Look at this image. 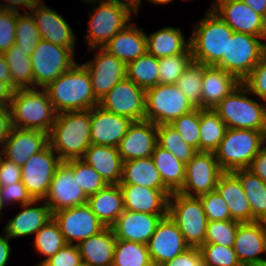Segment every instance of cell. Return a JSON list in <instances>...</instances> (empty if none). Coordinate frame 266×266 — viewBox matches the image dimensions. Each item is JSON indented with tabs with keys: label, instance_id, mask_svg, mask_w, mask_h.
Segmentation results:
<instances>
[{
	"label": "cell",
	"instance_id": "1",
	"mask_svg": "<svg viewBox=\"0 0 266 266\" xmlns=\"http://www.w3.org/2000/svg\"><path fill=\"white\" fill-rule=\"evenodd\" d=\"M44 89L56 113L90 110L99 105L83 64L75 63Z\"/></svg>",
	"mask_w": 266,
	"mask_h": 266
},
{
	"label": "cell",
	"instance_id": "2",
	"mask_svg": "<svg viewBox=\"0 0 266 266\" xmlns=\"http://www.w3.org/2000/svg\"><path fill=\"white\" fill-rule=\"evenodd\" d=\"M90 110L57 113L49 145L62 162L82 159L91 145Z\"/></svg>",
	"mask_w": 266,
	"mask_h": 266
},
{
	"label": "cell",
	"instance_id": "3",
	"mask_svg": "<svg viewBox=\"0 0 266 266\" xmlns=\"http://www.w3.org/2000/svg\"><path fill=\"white\" fill-rule=\"evenodd\" d=\"M17 89L10 100L14 128L37 129L50 133L56 112L44 88Z\"/></svg>",
	"mask_w": 266,
	"mask_h": 266
},
{
	"label": "cell",
	"instance_id": "4",
	"mask_svg": "<svg viewBox=\"0 0 266 266\" xmlns=\"http://www.w3.org/2000/svg\"><path fill=\"white\" fill-rule=\"evenodd\" d=\"M199 21L189 38L193 61L215 66L226 56L228 40L234 31L211 8Z\"/></svg>",
	"mask_w": 266,
	"mask_h": 266
},
{
	"label": "cell",
	"instance_id": "5",
	"mask_svg": "<svg viewBox=\"0 0 266 266\" xmlns=\"http://www.w3.org/2000/svg\"><path fill=\"white\" fill-rule=\"evenodd\" d=\"M263 145V131L227 128L214 154L224 172H233L249 168Z\"/></svg>",
	"mask_w": 266,
	"mask_h": 266
},
{
	"label": "cell",
	"instance_id": "6",
	"mask_svg": "<svg viewBox=\"0 0 266 266\" xmlns=\"http://www.w3.org/2000/svg\"><path fill=\"white\" fill-rule=\"evenodd\" d=\"M248 89L240 83L215 107L214 111L225 122L227 128L264 131L266 104L260 105L247 97Z\"/></svg>",
	"mask_w": 266,
	"mask_h": 266
},
{
	"label": "cell",
	"instance_id": "7",
	"mask_svg": "<svg viewBox=\"0 0 266 266\" xmlns=\"http://www.w3.org/2000/svg\"><path fill=\"white\" fill-rule=\"evenodd\" d=\"M168 216L177 224L190 248H200L205 243L208 219L198 197L172 193L169 196Z\"/></svg>",
	"mask_w": 266,
	"mask_h": 266
},
{
	"label": "cell",
	"instance_id": "8",
	"mask_svg": "<svg viewBox=\"0 0 266 266\" xmlns=\"http://www.w3.org/2000/svg\"><path fill=\"white\" fill-rule=\"evenodd\" d=\"M261 37L234 32L228 40L226 56L215 65L233 74L240 82L266 53V42Z\"/></svg>",
	"mask_w": 266,
	"mask_h": 266
},
{
	"label": "cell",
	"instance_id": "9",
	"mask_svg": "<svg viewBox=\"0 0 266 266\" xmlns=\"http://www.w3.org/2000/svg\"><path fill=\"white\" fill-rule=\"evenodd\" d=\"M194 109L175 84H157L146 90L145 120L156 125L170 124Z\"/></svg>",
	"mask_w": 266,
	"mask_h": 266
},
{
	"label": "cell",
	"instance_id": "10",
	"mask_svg": "<svg viewBox=\"0 0 266 266\" xmlns=\"http://www.w3.org/2000/svg\"><path fill=\"white\" fill-rule=\"evenodd\" d=\"M93 10V13L89 14L88 31L84 37L90 50L102 48L130 23L132 17L126 8L111 0H101Z\"/></svg>",
	"mask_w": 266,
	"mask_h": 266
},
{
	"label": "cell",
	"instance_id": "11",
	"mask_svg": "<svg viewBox=\"0 0 266 266\" xmlns=\"http://www.w3.org/2000/svg\"><path fill=\"white\" fill-rule=\"evenodd\" d=\"M74 57V52L71 49L41 39L30 56L34 88L40 86L45 88L62 73L69 70L75 64Z\"/></svg>",
	"mask_w": 266,
	"mask_h": 266
},
{
	"label": "cell",
	"instance_id": "12",
	"mask_svg": "<svg viewBox=\"0 0 266 266\" xmlns=\"http://www.w3.org/2000/svg\"><path fill=\"white\" fill-rule=\"evenodd\" d=\"M223 173L214 152L198 151L186 164L185 181L178 193L198 197L214 191Z\"/></svg>",
	"mask_w": 266,
	"mask_h": 266
},
{
	"label": "cell",
	"instance_id": "13",
	"mask_svg": "<svg viewBox=\"0 0 266 266\" xmlns=\"http://www.w3.org/2000/svg\"><path fill=\"white\" fill-rule=\"evenodd\" d=\"M61 163L59 156H54V150L48 145L33 154L21 167V182L34 200H45L53 175Z\"/></svg>",
	"mask_w": 266,
	"mask_h": 266
},
{
	"label": "cell",
	"instance_id": "14",
	"mask_svg": "<svg viewBox=\"0 0 266 266\" xmlns=\"http://www.w3.org/2000/svg\"><path fill=\"white\" fill-rule=\"evenodd\" d=\"M99 106L133 121L145 120L146 91L125 78L99 101Z\"/></svg>",
	"mask_w": 266,
	"mask_h": 266
},
{
	"label": "cell",
	"instance_id": "15",
	"mask_svg": "<svg viewBox=\"0 0 266 266\" xmlns=\"http://www.w3.org/2000/svg\"><path fill=\"white\" fill-rule=\"evenodd\" d=\"M234 32L266 40V19L242 0H214L210 7Z\"/></svg>",
	"mask_w": 266,
	"mask_h": 266
},
{
	"label": "cell",
	"instance_id": "16",
	"mask_svg": "<svg viewBox=\"0 0 266 266\" xmlns=\"http://www.w3.org/2000/svg\"><path fill=\"white\" fill-rule=\"evenodd\" d=\"M53 219L67 244H73L75 240L79 244L105 228L87 204L54 212Z\"/></svg>",
	"mask_w": 266,
	"mask_h": 266
},
{
	"label": "cell",
	"instance_id": "17",
	"mask_svg": "<svg viewBox=\"0 0 266 266\" xmlns=\"http://www.w3.org/2000/svg\"><path fill=\"white\" fill-rule=\"evenodd\" d=\"M45 199L44 201L53 214L62 209L84 205L88 197L74 179L73 170L62 162L53 175Z\"/></svg>",
	"mask_w": 266,
	"mask_h": 266
},
{
	"label": "cell",
	"instance_id": "18",
	"mask_svg": "<svg viewBox=\"0 0 266 266\" xmlns=\"http://www.w3.org/2000/svg\"><path fill=\"white\" fill-rule=\"evenodd\" d=\"M93 50H98L94 61L83 65L89 73L93 93L100 101L118 82L126 78V65L103 48Z\"/></svg>",
	"mask_w": 266,
	"mask_h": 266
},
{
	"label": "cell",
	"instance_id": "19",
	"mask_svg": "<svg viewBox=\"0 0 266 266\" xmlns=\"http://www.w3.org/2000/svg\"><path fill=\"white\" fill-rule=\"evenodd\" d=\"M147 247L154 266L173 260L190 248L177 224L169 216L157 224Z\"/></svg>",
	"mask_w": 266,
	"mask_h": 266
},
{
	"label": "cell",
	"instance_id": "20",
	"mask_svg": "<svg viewBox=\"0 0 266 266\" xmlns=\"http://www.w3.org/2000/svg\"><path fill=\"white\" fill-rule=\"evenodd\" d=\"M49 145V134L37 129L12 128L0 150L7 160L22 167L35 153Z\"/></svg>",
	"mask_w": 266,
	"mask_h": 266
},
{
	"label": "cell",
	"instance_id": "21",
	"mask_svg": "<svg viewBox=\"0 0 266 266\" xmlns=\"http://www.w3.org/2000/svg\"><path fill=\"white\" fill-rule=\"evenodd\" d=\"M233 249L242 266L262 265L266 253V223L252 221L240 223L236 232Z\"/></svg>",
	"mask_w": 266,
	"mask_h": 266
},
{
	"label": "cell",
	"instance_id": "22",
	"mask_svg": "<svg viewBox=\"0 0 266 266\" xmlns=\"http://www.w3.org/2000/svg\"><path fill=\"white\" fill-rule=\"evenodd\" d=\"M91 144L116 147L133 120L97 105L90 109Z\"/></svg>",
	"mask_w": 266,
	"mask_h": 266
},
{
	"label": "cell",
	"instance_id": "23",
	"mask_svg": "<svg viewBox=\"0 0 266 266\" xmlns=\"http://www.w3.org/2000/svg\"><path fill=\"white\" fill-rule=\"evenodd\" d=\"M157 144V125L149 120H141L132 122L117 149L125 162L151 157Z\"/></svg>",
	"mask_w": 266,
	"mask_h": 266
},
{
	"label": "cell",
	"instance_id": "24",
	"mask_svg": "<svg viewBox=\"0 0 266 266\" xmlns=\"http://www.w3.org/2000/svg\"><path fill=\"white\" fill-rule=\"evenodd\" d=\"M125 210L153 215H168L169 189H152L140 185H119Z\"/></svg>",
	"mask_w": 266,
	"mask_h": 266
},
{
	"label": "cell",
	"instance_id": "25",
	"mask_svg": "<svg viewBox=\"0 0 266 266\" xmlns=\"http://www.w3.org/2000/svg\"><path fill=\"white\" fill-rule=\"evenodd\" d=\"M31 11L30 14L36 23L41 39L67 47L74 52L76 36L60 14L46 7L42 1Z\"/></svg>",
	"mask_w": 266,
	"mask_h": 266
},
{
	"label": "cell",
	"instance_id": "26",
	"mask_svg": "<svg viewBox=\"0 0 266 266\" xmlns=\"http://www.w3.org/2000/svg\"><path fill=\"white\" fill-rule=\"evenodd\" d=\"M168 215H153L124 210L111 227L116 239L148 244L157 224Z\"/></svg>",
	"mask_w": 266,
	"mask_h": 266
},
{
	"label": "cell",
	"instance_id": "27",
	"mask_svg": "<svg viewBox=\"0 0 266 266\" xmlns=\"http://www.w3.org/2000/svg\"><path fill=\"white\" fill-rule=\"evenodd\" d=\"M102 48L127 65L147 52L146 34L131 23Z\"/></svg>",
	"mask_w": 266,
	"mask_h": 266
},
{
	"label": "cell",
	"instance_id": "28",
	"mask_svg": "<svg viewBox=\"0 0 266 266\" xmlns=\"http://www.w3.org/2000/svg\"><path fill=\"white\" fill-rule=\"evenodd\" d=\"M240 83L233 74L222 68L206 66L202 76V109H214Z\"/></svg>",
	"mask_w": 266,
	"mask_h": 266
},
{
	"label": "cell",
	"instance_id": "29",
	"mask_svg": "<svg viewBox=\"0 0 266 266\" xmlns=\"http://www.w3.org/2000/svg\"><path fill=\"white\" fill-rule=\"evenodd\" d=\"M39 201L42 200H34L22 205L23 210H20L14 218L9 220L3 233L10 239L36 234L43 225L53 218V214L45 201L44 206L33 207Z\"/></svg>",
	"mask_w": 266,
	"mask_h": 266
},
{
	"label": "cell",
	"instance_id": "30",
	"mask_svg": "<svg viewBox=\"0 0 266 266\" xmlns=\"http://www.w3.org/2000/svg\"><path fill=\"white\" fill-rule=\"evenodd\" d=\"M226 202L231 219L240 223L252 222L249 201L241 181L233 172H224L215 189Z\"/></svg>",
	"mask_w": 266,
	"mask_h": 266
},
{
	"label": "cell",
	"instance_id": "31",
	"mask_svg": "<svg viewBox=\"0 0 266 266\" xmlns=\"http://www.w3.org/2000/svg\"><path fill=\"white\" fill-rule=\"evenodd\" d=\"M107 184H119L122 178L123 160L116 147L91 144L83 158Z\"/></svg>",
	"mask_w": 266,
	"mask_h": 266
},
{
	"label": "cell",
	"instance_id": "32",
	"mask_svg": "<svg viewBox=\"0 0 266 266\" xmlns=\"http://www.w3.org/2000/svg\"><path fill=\"white\" fill-rule=\"evenodd\" d=\"M116 241L110 227H105L98 234L81 241L77 246L82 262L87 266H112Z\"/></svg>",
	"mask_w": 266,
	"mask_h": 266
},
{
	"label": "cell",
	"instance_id": "33",
	"mask_svg": "<svg viewBox=\"0 0 266 266\" xmlns=\"http://www.w3.org/2000/svg\"><path fill=\"white\" fill-rule=\"evenodd\" d=\"M104 227H112L125 210L123 193L119 184H107L86 203Z\"/></svg>",
	"mask_w": 266,
	"mask_h": 266
},
{
	"label": "cell",
	"instance_id": "34",
	"mask_svg": "<svg viewBox=\"0 0 266 266\" xmlns=\"http://www.w3.org/2000/svg\"><path fill=\"white\" fill-rule=\"evenodd\" d=\"M119 185H140L152 189H168L161 179L151 157L123 162L122 178Z\"/></svg>",
	"mask_w": 266,
	"mask_h": 266
},
{
	"label": "cell",
	"instance_id": "35",
	"mask_svg": "<svg viewBox=\"0 0 266 266\" xmlns=\"http://www.w3.org/2000/svg\"><path fill=\"white\" fill-rule=\"evenodd\" d=\"M147 53L157 59L187 52L190 40L186 41L180 28L165 27L146 35Z\"/></svg>",
	"mask_w": 266,
	"mask_h": 266
},
{
	"label": "cell",
	"instance_id": "36",
	"mask_svg": "<svg viewBox=\"0 0 266 266\" xmlns=\"http://www.w3.org/2000/svg\"><path fill=\"white\" fill-rule=\"evenodd\" d=\"M163 184L172 192H178L185 181L186 164L158 144L151 156Z\"/></svg>",
	"mask_w": 266,
	"mask_h": 266
},
{
	"label": "cell",
	"instance_id": "37",
	"mask_svg": "<svg viewBox=\"0 0 266 266\" xmlns=\"http://www.w3.org/2000/svg\"><path fill=\"white\" fill-rule=\"evenodd\" d=\"M233 173L241 181L245 195L249 201L252 221L266 223V183L248 168L238 169Z\"/></svg>",
	"mask_w": 266,
	"mask_h": 266
},
{
	"label": "cell",
	"instance_id": "38",
	"mask_svg": "<svg viewBox=\"0 0 266 266\" xmlns=\"http://www.w3.org/2000/svg\"><path fill=\"white\" fill-rule=\"evenodd\" d=\"M9 66V72L14 85L18 89L34 88V76L30 55L20 49L15 43L3 53Z\"/></svg>",
	"mask_w": 266,
	"mask_h": 266
},
{
	"label": "cell",
	"instance_id": "39",
	"mask_svg": "<svg viewBox=\"0 0 266 266\" xmlns=\"http://www.w3.org/2000/svg\"><path fill=\"white\" fill-rule=\"evenodd\" d=\"M126 78L145 91L159 84V59L147 52L126 65Z\"/></svg>",
	"mask_w": 266,
	"mask_h": 266
},
{
	"label": "cell",
	"instance_id": "40",
	"mask_svg": "<svg viewBox=\"0 0 266 266\" xmlns=\"http://www.w3.org/2000/svg\"><path fill=\"white\" fill-rule=\"evenodd\" d=\"M226 130L225 122L213 109H200V151L214 152Z\"/></svg>",
	"mask_w": 266,
	"mask_h": 266
},
{
	"label": "cell",
	"instance_id": "41",
	"mask_svg": "<svg viewBox=\"0 0 266 266\" xmlns=\"http://www.w3.org/2000/svg\"><path fill=\"white\" fill-rule=\"evenodd\" d=\"M112 266H154L146 244L117 239Z\"/></svg>",
	"mask_w": 266,
	"mask_h": 266
},
{
	"label": "cell",
	"instance_id": "42",
	"mask_svg": "<svg viewBox=\"0 0 266 266\" xmlns=\"http://www.w3.org/2000/svg\"><path fill=\"white\" fill-rule=\"evenodd\" d=\"M206 66L192 61L175 83L195 108H202V76Z\"/></svg>",
	"mask_w": 266,
	"mask_h": 266
},
{
	"label": "cell",
	"instance_id": "43",
	"mask_svg": "<svg viewBox=\"0 0 266 266\" xmlns=\"http://www.w3.org/2000/svg\"><path fill=\"white\" fill-rule=\"evenodd\" d=\"M157 143L184 164L198 152L188 145L170 124L157 125Z\"/></svg>",
	"mask_w": 266,
	"mask_h": 266
},
{
	"label": "cell",
	"instance_id": "44",
	"mask_svg": "<svg viewBox=\"0 0 266 266\" xmlns=\"http://www.w3.org/2000/svg\"><path fill=\"white\" fill-rule=\"evenodd\" d=\"M34 239L36 252L46 257L43 261L54 256L67 244L59 225L53 218L40 228Z\"/></svg>",
	"mask_w": 266,
	"mask_h": 266
},
{
	"label": "cell",
	"instance_id": "45",
	"mask_svg": "<svg viewBox=\"0 0 266 266\" xmlns=\"http://www.w3.org/2000/svg\"><path fill=\"white\" fill-rule=\"evenodd\" d=\"M65 163L73 170L74 179L87 197L107 185L101 175L82 159L68 160Z\"/></svg>",
	"mask_w": 266,
	"mask_h": 266
},
{
	"label": "cell",
	"instance_id": "46",
	"mask_svg": "<svg viewBox=\"0 0 266 266\" xmlns=\"http://www.w3.org/2000/svg\"><path fill=\"white\" fill-rule=\"evenodd\" d=\"M24 11V15L19 13L17 16L15 43L31 56L41 37L32 15Z\"/></svg>",
	"mask_w": 266,
	"mask_h": 266
},
{
	"label": "cell",
	"instance_id": "47",
	"mask_svg": "<svg viewBox=\"0 0 266 266\" xmlns=\"http://www.w3.org/2000/svg\"><path fill=\"white\" fill-rule=\"evenodd\" d=\"M193 61L191 48L187 52L159 59V84H175Z\"/></svg>",
	"mask_w": 266,
	"mask_h": 266
},
{
	"label": "cell",
	"instance_id": "48",
	"mask_svg": "<svg viewBox=\"0 0 266 266\" xmlns=\"http://www.w3.org/2000/svg\"><path fill=\"white\" fill-rule=\"evenodd\" d=\"M170 125L180 134L183 140L197 151H200V108L174 119Z\"/></svg>",
	"mask_w": 266,
	"mask_h": 266
},
{
	"label": "cell",
	"instance_id": "49",
	"mask_svg": "<svg viewBox=\"0 0 266 266\" xmlns=\"http://www.w3.org/2000/svg\"><path fill=\"white\" fill-rule=\"evenodd\" d=\"M240 222L234 220L210 221L206 226L205 243L233 248Z\"/></svg>",
	"mask_w": 266,
	"mask_h": 266
},
{
	"label": "cell",
	"instance_id": "50",
	"mask_svg": "<svg viewBox=\"0 0 266 266\" xmlns=\"http://www.w3.org/2000/svg\"><path fill=\"white\" fill-rule=\"evenodd\" d=\"M200 251L204 266H242L233 248L204 243Z\"/></svg>",
	"mask_w": 266,
	"mask_h": 266
},
{
	"label": "cell",
	"instance_id": "51",
	"mask_svg": "<svg viewBox=\"0 0 266 266\" xmlns=\"http://www.w3.org/2000/svg\"><path fill=\"white\" fill-rule=\"evenodd\" d=\"M208 222L232 220L229 208L216 190L198 196Z\"/></svg>",
	"mask_w": 266,
	"mask_h": 266
},
{
	"label": "cell",
	"instance_id": "52",
	"mask_svg": "<svg viewBox=\"0 0 266 266\" xmlns=\"http://www.w3.org/2000/svg\"><path fill=\"white\" fill-rule=\"evenodd\" d=\"M241 83L250 94L257 95L266 103V53Z\"/></svg>",
	"mask_w": 266,
	"mask_h": 266
},
{
	"label": "cell",
	"instance_id": "53",
	"mask_svg": "<svg viewBox=\"0 0 266 266\" xmlns=\"http://www.w3.org/2000/svg\"><path fill=\"white\" fill-rule=\"evenodd\" d=\"M19 12L3 10L0 13V53L15 44L17 16Z\"/></svg>",
	"mask_w": 266,
	"mask_h": 266
},
{
	"label": "cell",
	"instance_id": "54",
	"mask_svg": "<svg viewBox=\"0 0 266 266\" xmlns=\"http://www.w3.org/2000/svg\"><path fill=\"white\" fill-rule=\"evenodd\" d=\"M0 201L3 206L7 203H18L21 205L31 203L34 199L28 193L22 182H17L9 186H0Z\"/></svg>",
	"mask_w": 266,
	"mask_h": 266
},
{
	"label": "cell",
	"instance_id": "55",
	"mask_svg": "<svg viewBox=\"0 0 266 266\" xmlns=\"http://www.w3.org/2000/svg\"><path fill=\"white\" fill-rule=\"evenodd\" d=\"M45 262L49 266H78L83 263L77 244H66Z\"/></svg>",
	"mask_w": 266,
	"mask_h": 266
},
{
	"label": "cell",
	"instance_id": "56",
	"mask_svg": "<svg viewBox=\"0 0 266 266\" xmlns=\"http://www.w3.org/2000/svg\"><path fill=\"white\" fill-rule=\"evenodd\" d=\"M21 167L0 154V186H9L21 182Z\"/></svg>",
	"mask_w": 266,
	"mask_h": 266
},
{
	"label": "cell",
	"instance_id": "57",
	"mask_svg": "<svg viewBox=\"0 0 266 266\" xmlns=\"http://www.w3.org/2000/svg\"><path fill=\"white\" fill-rule=\"evenodd\" d=\"M160 266H204L200 248H189L173 260L164 262Z\"/></svg>",
	"mask_w": 266,
	"mask_h": 266
},
{
	"label": "cell",
	"instance_id": "58",
	"mask_svg": "<svg viewBox=\"0 0 266 266\" xmlns=\"http://www.w3.org/2000/svg\"><path fill=\"white\" fill-rule=\"evenodd\" d=\"M266 183V146L263 145L248 168Z\"/></svg>",
	"mask_w": 266,
	"mask_h": 266
},
{
	"label": "cell",
	"instance_id": "59",
	"mask_svg": "<svg viewBox=\"0 0 266 266\" xmlns=\"http://www.w3.org/2000/svg\"><path fill=\"white\" fill-rule=\"evenodd\" d=\"M12 128L13 125L9 107L3 108L0 105V146L4 145Z\"/></svg>",
	"mask_w": 266,
	"mask_h": 266
},
{
	"label": "cell",
	"instance_id": "60",
	"mask_svg": "<svg viewBox=\"0 0 266 266\" xmlns=\"http://www.w3.org/2000/svg\"><path fill=\"white\" fill-rule=\"evenodd\" d=\"M6 1L5 5L0 4V7L3 10L19 12L18 6H23L24 8L32 9L37 4H39L42 0H4Z\"/></svg>",
	"mask_w": 266,
	"mask_h": 266
},
{
	"label": "cell",
	"instance_id": "61",
	"mask_svg": "<svg viewBox=\"0 0 266 266\" xmlns=\"http://www.w3.org/2000/svg\"><path fill=\"white\" fill-rule=\"evenodd\" d=\"M0 80L8 85L14 92L18 89L11 78L9 66L7 65L4 55L0 53Z\"/></svg>",
	"mask_w": 266,
	"mask_h": 266
},
{
	"label": "cell",
	"instance_id": "62",
	"mask_svg": "<svg viewBox=\"0 0 266 266\" xmlns=\"http://www.w3.org/2000/svg\"><path fill=\"white\" fill-rule=\"evenodd\" d=\"M10 238L5 235V237L0 235V266H5L9 260L11 247L9 244Z\"/></svg>",
	"mask_w": 266,
	"mask_h": 266
},
{
	"label": "cell",
	"instance_id": "63",
	"mask_svg": "<svg viewBox=\"0 0 266 266\" xmlns=\"http://www.w3.org/2000/svg\"><path fill=\"white\" fill-rule=\"evenodd\" d=\"M14 91L0 80V105L9 107Z\"/></svg>",
	"mask_w": 266,
	"mask_h": 266
},
{
	"label": "cell",
	"instance_id": "64",
	"mask_svg": "<svg viewBox=\"0 0 266 266\" xmlns=\"http://www.w3.org/2000/svg\"><path fill=\"white\" fill-rule=\"evenodd\" d=\"M253 11L266 19V0H242Z\"/></svg>",
	"mask_w": 266,
	"mask_h": 266
},
{
	"label": "cell",
	"instance_id": "65",
	"mask_svg": "<svg viewBox=\"0 0 266 266\" xmlns=\"http://www.w3.org/2000/svg\"><path fill=\"white\" fill-rule=\"evenodd\" d=\"M114 1L116 3H118L119 5H121L122 7L126 8L131 14L132 11H134L135 14H137L138 12V8L140 7V3L141 0H111Z\"/></svg>",
	"mask_w": 266,
	"mask_h": 266
},
{
	"label": "cell",
	"instance_id": "66",
	"mask_svg": "<svg viewBox=\"0 0 266 266\" xmlns=\"http://www.w3.org/2000/svg\"><path fill=\"white\" fill-rule=\"evenodd\" d=\"M151 1L152 3H157V4H164V3H168L171 2L172 0H148Z\"/></svg>",
	"mask_w": 266,
	"mask_h": 266
},
{
	"label": "cell",
	"instance_id": "67",
	"mask_svg": "<svg viewBox=\"0 0 266 266\" xmlns=\"http://www.w3.org/2000/svg\"><path fill=\"white\" fill-rule=\"evenodd\" d=\"M263 139H264V142L266 143V124H265V128H264V131H263ZM265 143H264V145L266 146Z\"/></svg>",
	"mask_w": 266,
	"mask_h": 266
},
{
	"label": "cell",
	"instance_id": "68",
	"mask_svg": "<svg viewBox=\"0 0 266 266\" xmlns=\"http://www.w3.org/2000/svg\"><path fill=\"white\" fill-rule=\"evenodd\" d=\"M36 266H49L45 261L40 262V264H37Z\"/></svg>",
	"mask_w": 266,
	"mask_h": 266
},
{
	"label": "cell",
	"instance_id": "69",
	"mask_svg": "<svg viewBox=\"0 0 266 266\" xmlns=\"http://www.w3.org/2000/svg\"><path fill=\"white\" fill-rule=\"evenodd\" d=\"M83 1L84 2H87L88 1V3L91 4V2L92 3H94V2L96 3L97 1L99 2L100 0H83Z\"/></svg>",
	"mask_w": 266,
	"mask_h": 266
},
{
	"label": "cell",
	"instance_id": "70",
	"mask_svg": "<svg viewBox=\"0 0 266 266\" xmlns=\"http://www.w3.org/2000/svg\"><path fill=\"white\" fill-rule=\"evenodd\" d=\"M3 205H2V203H1V201H0V212L2 211V209H3Z\"/></svg>",
	"mask_w": 266,
	"mask_h": 266
},
{
	"label": "cell",
	"instance_id": "71",
	"mask_svg": "<svg viewBox=\"0 0 266 266\" xmlns=\"http://www.w3.org/2000/svg\"><path fill=\"white\" fill-rule=\"evenodd\" d=\"M262 265L266 266V259H264V262H263V264H262Z\"/></svg>",
	"mask_w": 266,
	"mask_h": 266
},
{
	"label": "cell",
	"instance_id": "72",
	"mask_svg": "<svg viewBox=\"0 0 266 266\" xmlns=\"http://www.w3.org/2000/svg\"><path fill=\"white\" fill-rule=\"evenodd\" d=\"M78 266H87L86 264H84V263H82V264H80V265H78Z\"/></svg>",
	"mask_w": 266,
	"mask_h": 266
}]
</instances>
